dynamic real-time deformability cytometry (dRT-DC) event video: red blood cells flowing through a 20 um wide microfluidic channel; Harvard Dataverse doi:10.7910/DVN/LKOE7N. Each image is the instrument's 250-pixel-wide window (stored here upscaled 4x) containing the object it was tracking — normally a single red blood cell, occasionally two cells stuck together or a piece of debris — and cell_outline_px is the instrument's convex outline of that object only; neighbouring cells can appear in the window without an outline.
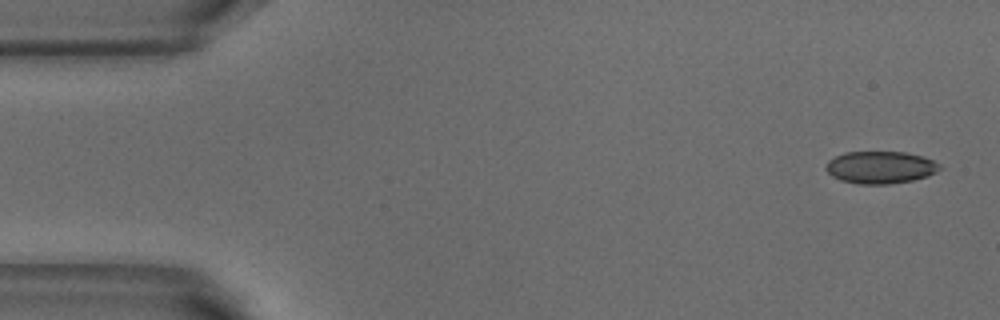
{"species": "common noctule bat (a hibernating species)", "species_latin": "Nyctalus noctula", "temperature_condition": "warm", "stored_images_in_passage": 4, "camera_frame_rate_fps": 3000, "um_per_image_px": 0.085, "animal": {"sex": "male", "body_mass_g": 18.8}, "frame": {"image": 1, "passage_image": 1, "time_ms": 0.0, "image_size_px": [1000, 320], "cell_outline_px": [[944, 168], [928, 176], [912, 180], [888, 184], [856, 184], [840, 180], [832, 176], [824, 168], [828, 160], [844, 152], [904, 152], [924, 156], [940, 164]], "centroid_in_image_um": [74.84, 14.22], "position_along_channel_um": 10.2, "area_um2": 21.62}}
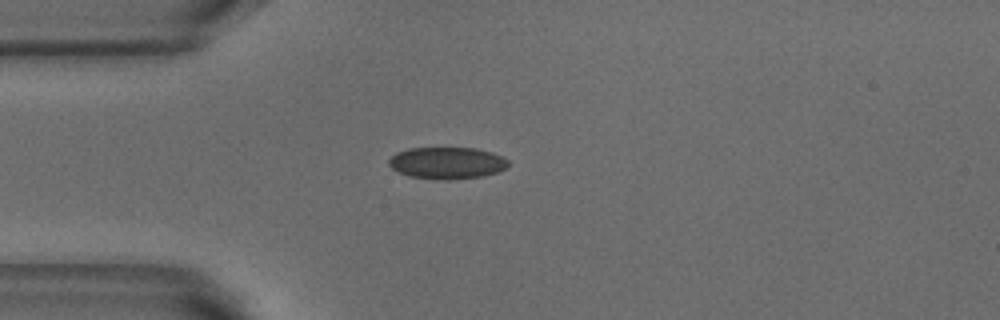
{"frame": {"image": 2, "passage_image": 4, "time_ms": 1.0, "image_size_px": [1000, 320], "cell_outline_px": [[508, 164], [504, 168], [496, 172], [484, 176], [448, 180], [440, 180], [408, 176], [392, 168], [388, 164], [388, 160], [396, 152], [408, 148], [476, 148], [492, 152], [508, 160]], "centroid_in_image_um": [37.97, 13.85], "position_along_channel_um": 47.0, "area_um2": 22.14}}